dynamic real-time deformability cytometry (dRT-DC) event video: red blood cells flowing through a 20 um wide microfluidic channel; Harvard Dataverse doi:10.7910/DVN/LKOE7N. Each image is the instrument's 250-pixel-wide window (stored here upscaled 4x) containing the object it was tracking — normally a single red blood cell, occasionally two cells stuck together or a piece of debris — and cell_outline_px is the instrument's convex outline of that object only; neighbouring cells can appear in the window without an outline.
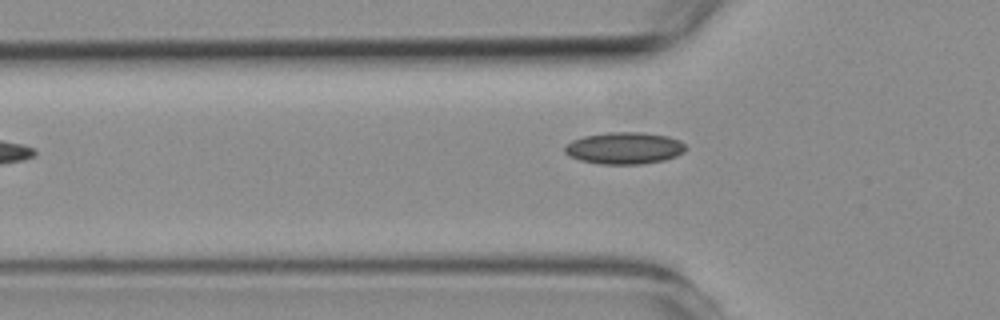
{"species": "common noctule bat (a hibernating species)", "species_latin": "Nyctalus noctula", "temperature_condition": "room temperature", "stored_images_in_passage": 4, "camera_frame_rate_fps": 3000, "um_per_image_px": 0.085, "animal": {"sex": "female", "body_mass_g": 19.3, "forearm_length_mm": 54.1}, "frame": {"image": 1, "passage_image": 4, "time_ms": 3.667, "image_size_px": [1000, 320], "cell_outline_px": [[688, 148], [684, 152], [676, 156], [664, 160], [640, 164], [600, 164], [580, 160], [568, 156], [564, 152], [564, 148], [572, 140], [584, 136], [608, 132], [640, 132], [668, 136], [680, 140]], "centroid_in_image_um": [53.08, 12.59], "position_along_channel_um": 72.7, "area_um2": 22.54}}